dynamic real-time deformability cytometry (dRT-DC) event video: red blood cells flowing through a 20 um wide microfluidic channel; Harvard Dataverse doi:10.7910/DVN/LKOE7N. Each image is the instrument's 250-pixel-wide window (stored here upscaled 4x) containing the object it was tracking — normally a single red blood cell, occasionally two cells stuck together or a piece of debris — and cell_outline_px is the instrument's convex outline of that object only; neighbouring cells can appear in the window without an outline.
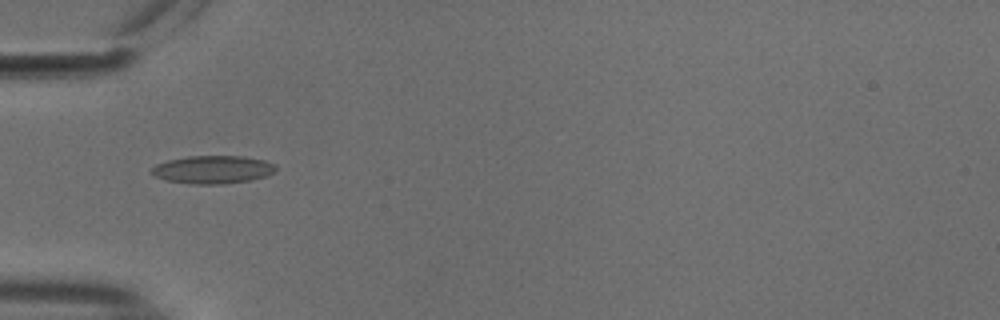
{"species": "common noctule bat (a hibernating species)", "species_latin": "Nyctalus noctula", "temperature_condition": "cold", "stored_images_in_passage": 36, "camera_frame_rate_fps": 3000, "um_per_image_px": 0.085, "animal": {"sex": "male", "body_mass_g": 18.8}, "frame": {"image": 1, "passage_image": 1, "time_ms": 0.0, "image_size_px": [1000, 320], "cell_outline_px": [[276, 168], [268, 176], [252, 180], [224, 184], [188, 184], [164, 180], [148, 172], [156, 164], [168, 160], [188, 156], [244, 156], [264, 160], [276, 164]], "centroid_in_image_um": [18.08, 14.42], "position_along_channel_um": 66.9, "area_um2": 20.52}}
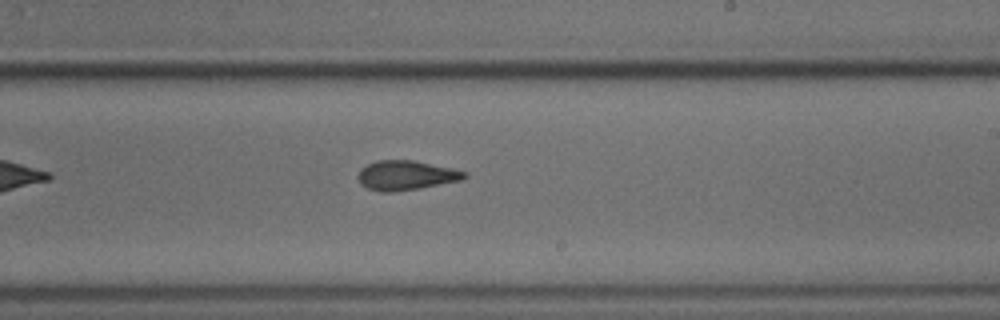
{"frame": {"image": 2, "passage_image": 16, "time_ms": 5.0, "image_size_px": [1000, 320], "cell_outline_px": [[468, 176], [464, 180], [420, 188], [392, 192], [380, 192], [368, 188], [360, 184], [356, 176], [360, 168], [376, 160], [412, 160], [452, 168], [468, 172]], "centroid_in_image_um": [34.51, 14.9], "position_along_channel_um": 254.5, "area_um2": 18.55}}
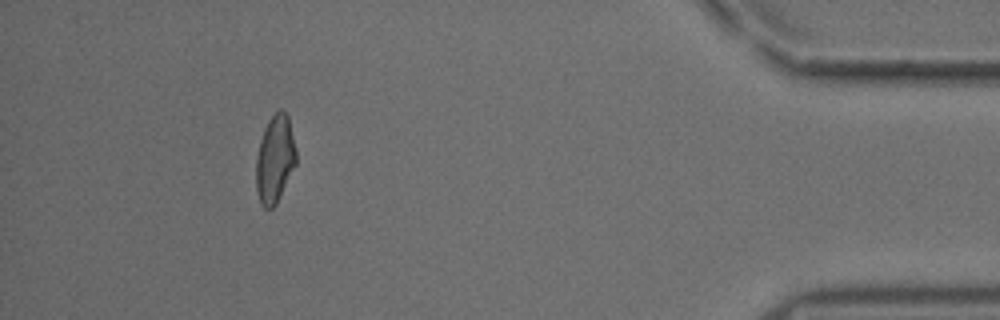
{"frame": {"image": 3, "passage_image": 36, "time_ms": 11.667, "image_size_px": [1000, 320], "cell_outline_px": [[296, 164], [276, 204], [272, 208], [264, 208], [260, 204], [256, 192], [256, 156], [260, 140], [264, 128], [268, 120], [280, 108], [288, 116], [296, 152]], "centroid_in_image_um": [23.35, 13.55], "position_along_channel_um": 411.9, "area_um2": 20.4}, "authors_computed_cell_mechanics": {"area_um2": 17.9469, "velocity_mm_per_s": 3.7547, "shape_relaxation_time_tau1_ms": 6.251, "shape_relaxation_time_tau2_ms": 2.4005, "deformation_change_tau1": 0.159, "deformation_change_tau2": 0.1035}}